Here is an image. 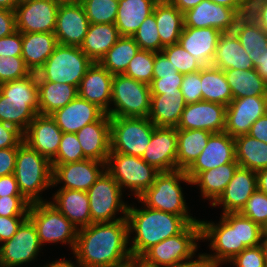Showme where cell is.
Here are the masks:
<instances>
[{
	"mask_svg": "<svg viewBox=\"0 0 267 267\" xmlns=\"http://www.w3.org/2000/svg\"><path fill=\"white\" fill-rule=\"evenodd\" d=\"M107 267H131V256L120 263L109 265Z\"/></svg>",
	"mask_w": 267,
	"mask_h": 267,
	"instance_id": "obj_74",
	"label": "cell"
},
{
	"mask_svg": "<svg viewBox=\"0 0 267 267\" xmlns=\"http://www.w3.org/2000/svg\"><path fill=\"white\" fill-rule=\"evenodd\" d=\"M76 136L87 159L107 162L110 154V117L107 113L100 120L82 127Z\"/></svg>",
	"mask_w": 267,
	"mask_h": 267,
	"instance_id": "obj_27",
	"label": "cell"
},
{
	"mask_svg": "<svg viewBox=\"0 0 267 267\" xmlns=\"http://www.w3.org/2000/svg\"><path fill=\"white\" fill-rule=\"evenodd\" d=\"M212 134L206 130L177 129V169L186 171L203 151Z\"/></svg>",
	"mask_w": 267,
	"mask_h": 267,
	"instance_id": "obj_38",
	"label": "cell"
},
{
	"mask_svg": "<svg viewBox=\"0 0 267 267\" xmlns=\"http://www.w3.org/2000/svg\"><path fill=\"white\" fill-rule=\"evenodd\" d=\"M50 267H78L74 262H71V260H65V259H58L56 261H52L50 263Z\"/></svg>",
	"mask_w": 267,
	"mask_h": 267,
	"instance_id": "obj_71",
	"label": "cell"
},
{
	"mask_svg": "<svg viewBox=\"0 0 267 267\" xmlns=\"http://www.w3.org/2000/svg\"><path fill=\"white\" fill-rule=\"evenodd\" d=\"M263 229H264L265 235L267 237V225Z\"/></svg>",
	"mask_w": 267,
	"mask_h": 267,
	"instance_id": "obj_77",
	"label": "cell"
},
{
	"mask_svg": "<svg viewBox=\"0 0 267 267\" xmlns=\"http://www.w3.org/2000/svg\"><path fill=\"white\" fill-rule=\"evenodd\" d=\"M60 0H32L16 6V29L21 33H54Z\"/></svg>",
	"mask_w": 267,
	"mask_h": 267,
	"instance_id": "obj_15",
	"label": "cell"
},
{
	"mask_svg": "<svg viewBox=\"0 0 267 267\" xmlns=\"http://www.w3.org/2000/svg\"><path fill=\"white\" fill-rule=\"evenodd\" d=\"M241 15L232 8L203 0L194 8L183 13L184 27H213L221 33L232 32Z\"/></svg>",
	"mask_w": 267,
	"mask_h": 267,
	"instance_id": "obj_19",
	"label": "cell"
},
{
	"mask_svg": "<svg viewBox=\"0 0 267 267\" xmlns=\"http://www.w3.org/2000/svg\"><path fill=\"white\" fill-rule=\"evenodd\" d=\"M140 47L132 37L121 36L99 63L111 74H123Z\"/></svg>",
	"mask_w": 267,
	"mask_h": 267,
	"instance_id": "obj_42",
	"label": "cell"
},
{
	"mask_svg": "<svg viewBox=\"0 0 267 267\" xmlns=\"http://www.w3.org/2000/svg\"><path fill=\"white\" fill-rule=\"evenodd\" d=\"M159 0H118L115 26L120 36L132 37L141 23L153 13Z\"/></svg>",
	"mask_w": 267,
	"mask_h": 267,
	"instance_id": "obj_32",
	"label": "cell"
},
{
	"mask_svg": "<svg viewBox=\"0 0 267 267\" xmlns=\"http://www.w3.org/2000/svg\"><path fill=\"white\" fill-rule=\"evenodd\" d=\"M236 267H265L264 243L254 247H247L238 253L229 263Z\"/></svg>",
	"mask_w": 267,
	"mask_h": 267,
	"instance_id": "obj_52",
	"label": "cell"
},
{
	"mask_svg": "<svg viewBox=\"0 0 267 267\" xmlns=\"http://www.w3.org/2000/svg\"><path fill=\"white\" fill-rule=\"evenodd\" d=\"M27 218L0 216V243L11 239Z\"/></svg>",
	"mask_w": 267,
	"mask_h": 267,
	"instance_id": "obj_58",
	"label": "cell"
},
{
	"mask_svg": "<svg viewBox=\"0 0 267 267\" xmlns=\"http://www.w3.org/2000/svg\"><path fill=\"white\" fill-rule=\"evenodd\" d=\"M91 24H115L118 0H79Z\"/></svg>",
	"mask_w": 267,
	"mask_h": 267,
	"instance_id": "obj_44",
	"label": "cell"
},
{
	"mask_svg": "<svg viewBox=\"0 0 267 267\" xmlns=\"http://www.w3.org/2000/svg\"><path fill=\"white\" fill-rule=\"evenodd\" d=\"M141 50L161 52L164 46L158 33V27L154 13L150 14L139 26L132 36Z\"/></svg>",
	"mask_w": 267,
	"mask_h": 267,
	"instance_id": "obj_46",
	"label": "cell"
},
{
	"mask_svg": "<svg viewBox=\"0 0 267 267\" xmlns=\"http://www.w3.org/2000/svg\"><path fill=\"white\" fill-rule=\"evenodd\" d=\"M154 59L155 52L140 49L130 61L123 74L134 80L150 85L153 80Z\"/></svg>",
	"mask_w": 267,
	"mask_h": 267,
	"instance_id": "obj_45",
	"label": "cell"
},
{
	"mask_svg": "<svg viewBox=\"0 0 267 267\" xmlns=\"http://www.w3.org/2000/svg\"><path fill=\"white\" fill-rule=\"evenodd\" d=\"M257 190L256 172L238 167L219 198L211 204L223 206V213L240 212L250 196Z\"/></svg>",
	"mask_w": 267,
	"mask_h": 267,
	"instance_id": "obj_24",
	"label": "cell"
},
{
	"mask_svg": "<svg viewBox=\"0 0 267 267\" xmlns=\"http://www.w3.org/2000/svg\"><path fill=\"white\" fill-rule=\"evenodd\" d=\"M92 60L79 46L58 44L37 72V81L66 83L79 88Z\"/></svg>",
	"mask_w": 267,
	"mask_h": 267,
	"instance_id": "obj_6",
	"label": "cell"
},
{
	"mask_svg": "<svg viewBox=\"0 0 267 267\" xmlns=\"http://www.w3.org/2000/svg\"><path fill=\"white\" fill-rule=\"evenodd\" d=\"M38 82L39 114L51 115L78 96V88L66 83Z\"/></svg>",
	"mask_w": 267,
	"mask_h": 267,
	"instance_id": "obj_37",
	"label": "cell"
},
{
	"mask_svg": "<svg viewBox=\"0 0 267 267\" xmlns=\"http://www.w3.org/2000/svg\"><path fill=\"white\" fill-rule=\"evenodd\" d=\"M23 142V133L16 127L0 121V149L18 147Z\"/></svg>",
	"mask_w": 267,
	"mask_h": 267,
	"instance_id": "obj_57",
	"label": "cell"
},
{
	"mask_svg": "<svg viewBox=\"0 0 267 267\" xmlns=\"http://www.w3.org/2000/svg\"><path fill=\"white\" fill-rule=\"evenodd\" d=\"M202 100L227 106L233 99L224 71L214 66L200 70Z\"/></svg>",
	"mask_w": 267,
	"mask_h": 267,
	"instance_id": "obj_41",
	"label": "cell"
},
{
	"mask_svg": "<svg viewBox=\"0 0 267 267\" xmlns=\"http://www.w3.org/2000/svg\"><path fill=\"white\" fill-rule=\"evenodd\" d=\"M39 114L37 73L0 84V121L22 133Z\"/></svg>",
	"mask_w": 267,
	"mask_h": 267,
	"instance_id": "obj_3",
	"label": "cell"
},
{
	"mask_svg": "<svg viewBox=\"0 0 267 267\" xmlns=\"http://www.w3.org/2000/svg\"><path fill=\"white\" fill-rule=\"evenodd\" d=\"M141 158L160 172L176 170V127H156Z\"/></svg>",
	"mask_w": 267,
	"mask_h": 267,
	"instance_id": "obj_22",
	"label": "cell"
},
{
	"mask_svg": "<svg viewBox=\"0 0 267 267\" xmlns=\"http://www.w3.org/2000/svg\"><path fill=\"white\" fill-rule=\"evenodd\" d=\"M22 48V33L19 31L0 38V57L21 56Z\"/></svg>",
	"mask_w": 267,
	"mask_h": 267,
	"instance_id": "obj_56",
	"label": "cell"
},
{
	"mask_svg": "<svg viewBox=\"0 0 267 267\" xmlns=\"http://www.w3.org/2000/svg\"><path fill=\"white\" fill-rule=\"evenodd\" d=\"M60 1H76V0H60Z\"/></svg>",
	"mask_w": 267,
	"mask_h": 267,
	"instance_id": "obj_78",
	"label": "cell"
},
{
	"mask_svg": "<svg viewBox=\"0 0 267 267\" xmlns=\"http://www.w3.org/2000/svg\"><path fill=\"white\" fill-rule=\"evenodd\" d=\"M255 69L257 73L267 83V58L265 60H262L261 63Z\"/></svg>",
	"mask_w": 267,
	"mask_h": 267,
	"instance_id": "obj_72",
	"label": "cell"
},
{
	"mask_svg": "<svg viewBox=\"0 0 267 267\" xmlns=\"http://www.w3.org/2000/svg\"><path fill=\"white\" fill-rule=\"evenodd\" d=\"M248 14L260 25L267 36V0H251Z\"/></svg>",
	"mask_w": 267,
	"mask_h": 267,
	"instance_id": "obj_59",
	"label": "cell"
},
{
	"mask_svg": "<svg viewBox=\"0 0 267 267\" xmlns=\"http://www.w3.org/2000/svg\"><path fill=\"white\" fill-rule=\"evenodd\" d=\"M201 85L200 70L184 74L180 90L186 104L202 101Z\"/></svg>",
	"mask_w": 267,
	"mask_h": 267,
	"instance_id": "obj_54",
	"label": "cell"
},
{
	"mask_svg": "<svg viewBox=\"0 0 267 267\" xmlns=\"http://www.w3.org/2000/svg\"><path fill=\"white\" fill-rule=\"evenodd\" d=\"M62 133L50 115L37 114L23 133V141L51 161L57 155Z\"/></svg>",
	"mask_w": 267,
	"mask_h": 267,
	"instance_id": "obj_23",
	"label": "cell"
},
{
	"mask_svg": "<svg viewBox=\"0 0 267 267\" xmlns=\"http://www.w3.org/2000/svg\"><path fill=\"white\" fill-rule=\"evenodd\" d=\"M264 246H265V267H267V237L264 241Z\"/></svg>",
	"mask_w": 267,
	"mask_h": 267,
	"instance_id": "obj_75",
	"label": "cell"
},
{
	"mask_svg": "<svg viewBox=\"0 0 267 267\" xmlns=\"http://www.w3.org/2000/svg\"><path fill=\"white\" fill-rule=\"evenodd\" d=\"M240 213L264 228L267 225V195L257 189Z\"/></svg>",
	"mask_w": 267,
	"mask_h": 267,
	"instance_id": "obj_50",
	"label": "cell"
},
{
	"mask_svg": "<svg viewBox=\"0 0 267 267\" xmlns=\"http://www.w3.org/2000/svg\"><path fill=\"white\" fill-rule=\"evenodd\" d=\"M91 223L114 222L125 219L128 206L122 200V189L118 182L105 170L87 190ZM122 213L123 216L116 217Z\"/></svg>",
	"mask_w": 267,
	"mask_h": 267,
	"instance_id": "obj_13",
	"label": "cell"
},
{
	"mask_svg": "<svg viewBox=\"0 0 267 267\" xmlns=\"http://www.w3.org/2000/svg\"><path fill=\"white\" fill-rule=\"evenodd\" d=\"M28 218L36 227L41 246L60 241L74 250L78 229L50 202L30 203Z\"/></svg>",
	"mask_w": 267,
	"mask_h": 267,
	"instance_id": "obj_11",
	"label": "cell"
},
{
	"mask_svg": "<svg viewBox=\"0 0 267 267\" xmlns=\"http://www.w3.org/2000/svg\"><path fill=\"white\" fill-rule=\"evenodd\" d=\"M175 7H177L182 13L194 8L203 0H169Z\"/></svg>",
	"mask_w": 267,
	"mask_h": 267,
	"instance_id": "obj_67",
	"label": "cell"
},
{
	"mask_svg": "<svg viewBox=\"0 0 267 267\" xmlns=\"http://www.w3.org/2000/svg\"><path fill=\"white\" fill-rule=\"evenodd\" d=\"M219 5H223L232 9H235L240 15L247 14L249 12L248 0H210Z\"/></svg>",
	"mask_w": 267,
	"mask_h": 267,
	"instance_id": "obj_65",
	"label": "cell"
},
{
	"mask_svg": "<svg viewBox=\"0 0 267 267\" xmlns=\"http://www.w3.org/2000/svg\"><path fill=\"white\" fill-rule=\"evenodd\" d=\"M239 167L238 162H231L200 172L192 181L191 185H199L201 195L213 204L224 192L226 186L233 177L234 172Z\"/></svg>",
	"mask_w": 267,
	"mask_h": 267,
	"instance_id": "obj_36",
	"label": "cell"
},
{
	"mask_svg": "<svg viewBox=\"0 0 267 267\" xmlns=\"http://www.w3.org/2000/svg\"><path fill=\"white\" fill-rule=\"evenodd\" d=\"M130 235L131 255L142 256L149 248L169 237L181 233L190 223L199 222L192 216H179L144 206L142 209L128 206L126 215Z\"/></svg>",
	"mask_w": 267,
	"mask_h": 267,
	"instance_id": "obj_2",
	"label": "cell"
},
{
	"mask_svg": "<svg viewBox=\"0 0 267 267\" xmlns=\"http://www.w3.org/2000/svg\"><path fill=\"white\" fill-rule=\"evenodd\" d=\"M257 189L267 195V168L258 170L256 172Z\"/></svg>",
	"mask_w": 267,
	"mask_h": 267,
	"instance_id": "obj_69",
	"label": "cell"
},
{
	"mask_svg": "<svg viewBox=\"0 0 267 267\" xmlns=\"http://www.w3.org/2000/svg\"><path fill=\"white\" fill-rule=\"evenodd\" d=\"M234 139L236 161L239 167L255 172L267 168V143L248 134L237 136Z\"/></svg>",
	"mask_w": 267,
	"mask_h": 267,
	"instance_id": "obj_40",
	"label": "cell"
},
{
	"mask_svg": "<svg viewBox=\"0 0 267 267\" xmlns=\"http://www.w3.org/2000/svg\"><path fill=\"white\" fill-rule=\"evenodd\" d=\"M106 171L118 182L120 188H128L140 197L155 181L160 172L141 157L110 152Z\"/></svg>",
	"mask_w": 267,
	"mask_h": 267,
	"instance_id": "obj_12",
	"label": "cell"
},
{
	"mask_svg": "<svg viewBox=\"0 0 267 267\" xmlns=\"http://www.w3.org/2000/svg\"><path fill=\"white\" fill-rule=\"evenodd\" d=\"M231 162H237L235 139L225 132L213 133L203 151L185 172L192 181L200 172Z\"/></svg>",
	"mask_w": 267,
	"mask_h": 267,
	"instance_id": "obj_20",
	"label": "cell"
},
{
	"mask_svg": "<svg viewBox=\"0 0 267 267\" xmlns=\"http://www.w3.org/2000/svg\"><path fill=\"white\" fill-rule=\"evenodd\" d=\"M201 224V240L210 241L213 254L204 255L217 267L227 264L246 247L239 244L238 212L221 215L219 223L199 220ZM221 264V265H220Z\"/></svg>",
	"mask_w": 267,
	"mask_h": 267,
	"instance_id": "obj_7",
	"label": "cell"
},
{
	"mask_svg": "<svg viewBox=\"0 0 267 267\" xmlns=\"http://www.w3.org/2000/svg\"><path fill=\"white\" fill-rule=\"evenodd\" d=\"M58 45L54 33H22V55L31 72L37 73Z\"/></svg>",
	"mask_w": 267,
	"mask_h": 267,
	"instance_id": "obj_33",
	"label": "cell"
},
{
	"mask_svg": "<svg viewBox=\"0 0 267 267\" xmlns=\"http://www.w3.org/2000/svg\"><path fill=\"white\" fill-rule=\"evenodd\" d=\"M35 225L27 218L11 239L1 243L0 267H20L34 261L41 250Z\"/></svg>",
	"mask_w": 267,
	"mask_h": 267,
	"instance_id": "obj_14",
	"label": "cell"
},
{
	"mask_svg": "<svg viewBox=\"0 0 267 267\" xmlns=\"http://www.w3.org/2000/svg\"><path fill=\"white\" fill-rule=\"evenodd\" d=\"M54 205L79 230L91 224L87 191L59 189L54 193Z\"/></svg>",
	"mask_w": 267,
	"mask_h": 267,
	"instance_id": "obj_29",
	"label": "cell"
},
{
	"mask_svg": "<svg viewBox=\"0 0 267 267\" xmlns=\"http://www.w3.org/2000/svg\"><path fill=\"white\" fill-rule=\"evenodd\" d=\"M211 66L223 71L228 69L250 70L254 68L251 58L243 49L233 31L220 34Z\"/></svg>",
	"mask_w": 267,
	"mask_h": 267,
	"instance_id": "obj_30",
	"label": "cell"
},
{
	"mask_svg": "<svg viewBox=\"0 0 267 267\" xmlns=\"http://www.w3.org/2000/svg\"><path fill=\"white\" fill-rule=\"evenodd\" d=\"M185 107L186 102L181 90L151 95L148 118L156 127H177Z\"/></svg>",
	"mask_w": 267,
	"mask_h": 267,
	"instance_id": "obj_31",
	"label": "cell"
},
{
	"mask_svg": "<svg viewBox=\"0 0 267 267\" xmlns=\"http://www.w3.org/2000/svg\"><path fill=\"white\" fill-rule=\"evenodd\" d=\"M113 76L99 62H93L81 80L78 95L108 113L110 111Z\"/></svg>",
	"mask_w": 267,
	"mask_h": 267,
	"instance_id": "obj_26",
	"label": "cell"
},
{
	"mask_svg": "<svg viewBox=\"0 0 267 267\" xmlns=\"http://www.w3.org/2000/svg\"><path fill=\"white\" fill-rule=\"evenodd\" d=\"M121 36L115 24H91L80 49L92 60L99 62Z\"/></svg>",
	"mask_w": 267,
	"mask_h": 267,
	"instance_id": "obj_35",
	"label": "cell"
},
{
	"mask_svg": "<svg viewBox=\"0 0 267 267\" xmlns=\"http://www.w3.org/2000/svg\"><path fill=\"white\" fill-rule=\"evenodd\" d=\"M31 73L21 56L0 57V84L27 77Z\"/></svg>",
	"mask_w": 267,
	"mask_h": 267,
	"instance_id": "obj_51",
	"label": "cell"
},
{
	"mask_svg": "<svg viewBox=\"0 0 267 267\" xmlns=\"http://www.w3.org/2000/svg\"><path fill=\"white\" fill-rule=\"evenodd\" d=\"M249 57L253 62L254 68H256L262 60L267 58V47L254 48V50L249 53Z\"/></svg>",
	"mask_w": 267,
	"mask_h": 267,
	"instance_id": "obj_68",
	"label": "cell"
},
{
	"mask_svg": "<svg viewBox=\"0 0 267 267\" xmlns=\"http://www.w3.org/2000/svg\"><path fill=\"white\" fill-rule=\"evenodd\" d=\"M89 25L90 22L79 0L61 1L54 30L58 44L80 47Z\"/></svg>",
	"mask_w": 267,
	"mask_h": 267,
	"instance_id": "obj_16",
	"label": "cell"
},
{
	"mask_svg": "<svg viewBox=\"0 0 267 267\" xmlns=\"http://www.w3.org/2000/svg\"><path fill=\"white\" fill-rule=\"evenodd\" d=\"M30 1H32V0H16V6L23 4V3H26V2H30Z\"/></svg>",
	"mask_w": 267,
	"mask_h": 267,
	"instance_id": "obj_76",
	"label": "cell"
},
{
	"mask_svg": "<svg viewBox=\"0 0 267 267\" xmlns=\"http://www.w3.org/2000/svg\"><path fill=\"white\" fill-rule=\"evenodd\" d=\"M52 167L53 187L62 183L63 186L59 189L87 191L106 170V163L84 159L66 164H52Z\"/></svg>",
	"mask_w": 267,
	"mask_h": 267,
	"instance_id": "obj_18",
	"label": "cell"
},
{
	"mask_svg": "<svg viewBox=\"0 0 267 267\" xmlns=\"http://www.w3.org/2000/svg\"><path fill=\"white\" fill-rule=\"evenodd\" d=\"M233 99L242 97L267 96V83L257 73L256 69L224 70Z\"/></svg>",
	"mask_w": 267,
	"mask_h": 267,
	"instance_id": "obj_39",
	"label": "cell"
},
{
	"mask_svg": "<svg viewBox=\"0 0 267 267\" xmlns=\"http://www.w3.org/2000/svg\"><path fill=\"white\" fill-rule=\"evenodd\" d=\"M180 181L191 184V179L183 170L159 172L154 183L137 199L152 209L179 216H190Z\"/></svg>",
	"mask_w": 267,
	"mask_h": 267,
	"instance_id": "obj_5",
	"label": "cell"
},
{
	"mask_svg": "<svg viewBox=\"0 0 267 267\" xmlns=\"http://www.w3.org/2000/svg\"><path fill=\"white\" fill-rule=\"evenodd\" d=\"M106 112L79 95L50 116L64 133H77L82 127L100 120Z\"/></svg>",
	"mask_w": 267,
	"mask_h": 267,
	"instance_id": "obj_25",
	"label": "cell"
},
{
	"mask_svg": "<svg viewBox=\"0 0 267 267\" xmlns=\"http://www.w3.org/2000/svg\"><path fill=\"white\" fill-rule=\"evenodd\" d=\"M16 29L15 11L0 8V38L13 34Z\"/></svg>",
	"mask_w": 267,
	"mask_h": 267,
	"instance_id": "obj_61",
	"label": "cell"
},
{
	"mask_svg": "<svg viewBox=\"0 0 267 267\" xmlns=\"http://www.w3.org/2000/svg\"><path fill=\"white\" fill-rule=\"evenodd\" d=\"M225 118V105L202 100L186 104L176 129H199L221 133L225 130Z\"/></svg>",
	"mask_w": 267,
	"mask_h": 267,
	"instance_id": "obj_21",
	"label": "cell"
},
{
	"mask_svg": "<svg viewBox=\"0 0 267 267\" xmlns=\"http://www.w3.org/2000/svg\"><path fill=\"white\" fill-rule=\"evenodd\" d=\"M201 240L200 222L190 223L181 233L149 248L142 257L158 267H176L192 260ZM196 241V242H195Z\"/></svg>",
	"mask_w": 267,
	"mask_h": 267,
	"instance_id": "obj_8",
	"label": "cell"
},
{
	"mask_svg": "<svg viewBox=\"0 0 267 267\" xmlns=\"http://www.w3.org/2000/svg\"><path fill=\"white\" fill-rule=\"evenodd\" d=\"M0 8L15 11L16 0H0Z\"/></svg>",
	"mask_w": 267,
	"mask_h": 267,
	"instance_id": "obj_73",
	"label": "cell"
},
{
	"mask_svg": "<svg viewBox=\"0 0 267 267\" xmlns=\"http://www.w3.org/2000/svg\"><path fill=\"white\" fill-rule=\"evenodd\" d=\"M150 86L127 77L116 74L112 81V94L109 117H145L150 112Z\"/></svg>",
	"mask_w": 267,
	"mask_h": 267,
	"instance_id": "obj_9",
	"label": "cell"
},
{
	"mask_svg": "<svg viewBox=\"0 0 267 267\" xmlns=\"http://www.w3.org/2000/svg\"><path fill=\"white\" fill-rule=\"evenodd\" d=\"M87 159L77 139L76 133H62L57 155L51 160L52 164H66Z\"/></svg>",
	"mask_w": 267,
	"mask_h": 267,
	"instance_id": "obj_48",
	"label": "cell"
},
{
	"mask_svg": "<svg viewBox=\"0 0 267 267\" xmlns=\"http://www.w3.org/2000/svg\"><path fill=\"white\" fill-rule=\"evenodd\" d=\"M30 202L23 196L0 197V216L28 217Z\"/></svg>",
	"mask_w": 267,
	"mask_h": 267,
	"instance_id": "obj_53",
	"label": "cell"
},
{
	"mask_svg": "<svg viewBox=\"0 0 267 267\" xmlns=\"http://www.w3.org/2000/svg\"><path fill=\"white\" fill-rule=\"evenodd\" d=\"M155 128L145 117H110V152L142 157Z\"/></svg>",
	"mask_w": 267,
	"mask_h": 267,
	"instance_id": "obj_10",
	"label": "cell"
},
{
	"mask_svg": "<svg viewBox=\"0 0 267 267\" xmlns=\"http://www.w3.org/2000/svg\"><path fill=\"white\" fill-rule=\"evenodd\" d=\"M238 235L239 244H243L246 248L263 244L266 239L264 229L240 212H238Z\"/></svg>",
	"mask_w": 267,
	"mask_h": 267,
	"instance_id": "obj_49",
	"label": "cell"
},
{
	"mask_svg": "<svg viewBox=\"0 0 267 267\" xmlns=\"http://www.w3.org/2000/svg\"><path fill=\"white\" fill-rule=\"evenodd\" d=\"M184 75L181 73L160 75V79H153L150 86L151 95H163L165 93L180 90Z\"/></svg>",
	"mask_w": 267,
	"mask_h": 267,
	"instance_id": "obj_55",
	"label": "cell"
},
{
	"mask_svg": "<svg viewBox=\"0 0 267 267\" xmlns=\"http://www.w3.org/2000/svg\"><path fill=\"white\" fill-rule=\"evenodd\" d=\"M233 32L248 55L254 48L267 47V36L248 13L238 18Z\"/></svg>",
	"mask_w": 267,
	"mask_h": 267,
	"instance_id": "obj_43",
	"label": "cell"
},
{
	"mask_svg": "<svg viewBox=\"0 0 267 267\" xmlns=\"http://www.w3.org/2000/svg\"><path fill=\"white\" fill-rule=\"evenodd\" d=\"M267 113V96L232 99L226 106L225 133L235 138L249 133L252 124Z\"/></svg>",
	"mask_w": 267,
	"mask_h": 267,
	"instance_id": "obj_17",
	"label": "cell"
},
{
	"mask_svg": "<svg viewBox=\"0 0 267 267\" xmlns=\"http://www.w3.org/2000/svg\"><path fill=\"white\" fill-rule=\"evenodd\" d=\"M18 147L0 149V177L14 173Z\"/></svg>",
	"mask_w": 267,
	"mask_h": 267,
	"instance_id": "obj_60",
	"label": "cell"
},
{
	"mask_svg": "<svg viewBox=\"0 0 267 267\" xmlns=\"http://www.w3.org/2000/svg\"><path fill=\"white\" fill-rule=\"evenodd\" d=\"M177 73L178 71L162 52H155L153 79H160V75Z\"/></svg>",
	"mask_w": 267,
	"mask_h": 267,
	"instance_id": "obj_62",
	"label": "cell"
},
{
	"mask_svg": "<svg viewBox=\"0 0 267 267\" xmlns=\"http://www.w3.org/2000/svg\"><path fill=\"white\" fill-rule=\"evenodd\" d=\"M2 196H22L13 174L0 177V197Z\"/></svg>",
	"mask_w": 267,
	"mask_h": 267,
	"instance_id": "obj_63",
	"label": "cell"
},
{
	"mask_svg": "<svg viewBox=\"0 0 267 267\" xmlns=\"http://www.w3.org/2000/svg\"><path fill=\"white\" fill-rule=\"evenodd\" d=\"M13 175L20 193L27 201L30 203L45 201L40 194L53 185L52 163L24 141L17 149Z\"/></svg>",
	"mask_w": 267,
	"mask_h": 267,
	"instance_id": "obj_4",
	"label": "cell"
},
{
	"mask_svg": "<svg viewBox=\"0 0 267 267\" xmlns=\"http://www.w3.org/2000/svg\"><path fill=\"white\" fill-rule=\"evenodd\" d=\"M176 267H217L213 264L204 253L198 254V258L195 260L183 262Z\"/></svg>",
	"mask_w": 267,
	"mask_h": 267,
	"instance_id": "obj_66",
	"label": "cell"
},
{
	"mask_svg": "<svg viewBox=\"0 0 267 267\" xmlns=\"http://www.w3.org/2000/svg\"><path fill=\"white\" fill-rule=\"evenodd\" d=\"M220 34L221 32L213 27H183L178 44L206 67L212 65Z\"/></svg>",
	"mask_w": 267,
	"mask_h": 267,
	"instance_id": "obj_28",
	"label": "cell"
},
{
	"mask_svg": "<svg viewBox=\"0 0 267 267\" xmlns=\"http://www.w3.org/2000/svg\"><path fill=\"white\" fill-rule=\"evenodd\" d=\"M161 44H176L184 27L183 13L169 0H159L153 10Z\"/></svg>",
	"mask_w": 267,
	"mask_h": 267,
	"instance_id": "obj_34",
	"label": "cell"
},
{
	"mask_svg": "<svg viewBox=\"0 0 267 267\" xmlns=\"http://www.w3.org/2000/svg\"><path fill=\"white\" fill-rule=\"evenodd\" d=\"M181 74L197 72L203 66L178 43L165 46L161 51Z\"/></svg>",
	"mask_w": 267,
	"mask_h": 267,
	"instance_id": "obj_47",
	"label": "cell"
},
{
	"mask_svg": "<svg viewBox=\"0 0 267 267\" xmlns=\"http://www.w3.org/2000/svg\"><path fill=\"white\" fill-rule=\"evenodd\" d=\"M131 267H158V266L148 263L142 256L131 255Z\"/></svg>",
	"mask_w": 267,
	"mask_h": 267,
	"instance_id": "obj_70",
	"label": "cell"
},
{
	"mask_svg": "<svg viewBox=\"0 0 267 267\" xmlns=\"http://www.w3.org/2000/svg\"><path fill=\"white\" fill-rule=\"evenodd\" d=\"M127 219L91 223L78 230L73 250L78 267H107L131 256Z\"/></svg>",
	"mask_w": 267,
	"mask_h": 267,
	"instance_id": "obj_1",
	"label": "cell"
},
{
	"mask_svg": "<svg viewBox=\"0 0 267 267\" xmlns=\"http://www.w3.org/2000/svg\"><path fill=\"white\" fill-rule=\"evenodd\" d=\"M248 135L267 143V113L252 124Z\"/></svg>",
	"mask_w": 267,
	"mask_h": 267,
	"instance_id": "obj_64",
	"label": "cell"
}]
</instances>
